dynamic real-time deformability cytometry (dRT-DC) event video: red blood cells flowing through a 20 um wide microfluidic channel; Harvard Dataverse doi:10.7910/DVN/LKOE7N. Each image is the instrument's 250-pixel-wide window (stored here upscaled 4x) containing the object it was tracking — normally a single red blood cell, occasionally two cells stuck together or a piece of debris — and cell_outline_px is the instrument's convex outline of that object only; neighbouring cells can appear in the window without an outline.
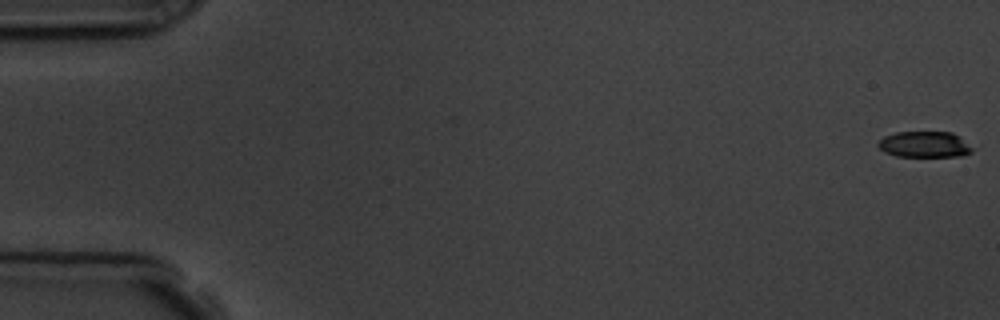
{"species": "common noctule bat (a hibernating species)", "species_latin": "Nyctalus noctula", "temperature_condition": "room temperature", "stored_images_in_passage": 7, "camera_frame_rate_fps": 3000, "um_per_image_px": 0.085, "animal": {"sex": "male", "body_mass_g": 19.5, "forearm_length_mm": 54.6}, "frame": {"image": 1, "passage_image": 1, "time_ms": 0.0, "image_size_px": [1000, 320], "cell_outline_px": [[972, 152], [964, 156], [896, 156], [884, 152], [876, 144], [884, 136], [896, 132], [952, 132], [972, 148]], "centroid_in_image_um": [78.54, 12.28], "position_along_channel_um": 6.5, "area_um2": 14.1}}
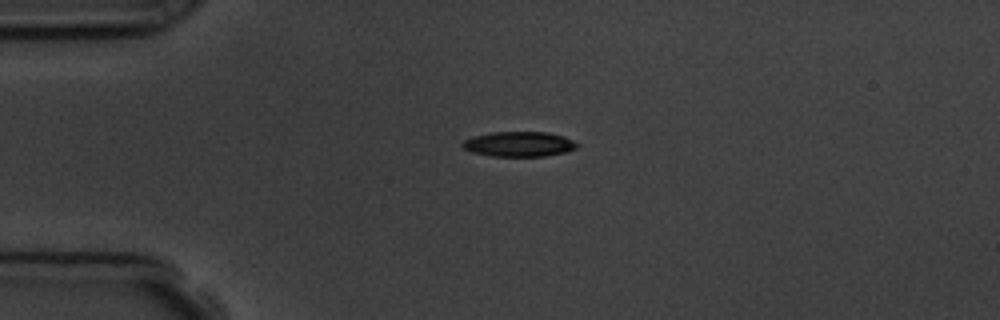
{"frame": {"image": 2, "passage_image": 4, "time_ms": 4.333, "image_size_px": [1000, 320], "cell_outline_px": [[580, 144], [576, 148], [564, 152], [544, 156], [492, 156], [472, 152], [464, 148], [460, 144], [464, 140], [472, 136], [492, 132], [548, 132], [564, 136]], "centroid_in_image_um": [44.11, 12.24], "position_along_channel_um": 40.9, "area_um2": 16.7}}